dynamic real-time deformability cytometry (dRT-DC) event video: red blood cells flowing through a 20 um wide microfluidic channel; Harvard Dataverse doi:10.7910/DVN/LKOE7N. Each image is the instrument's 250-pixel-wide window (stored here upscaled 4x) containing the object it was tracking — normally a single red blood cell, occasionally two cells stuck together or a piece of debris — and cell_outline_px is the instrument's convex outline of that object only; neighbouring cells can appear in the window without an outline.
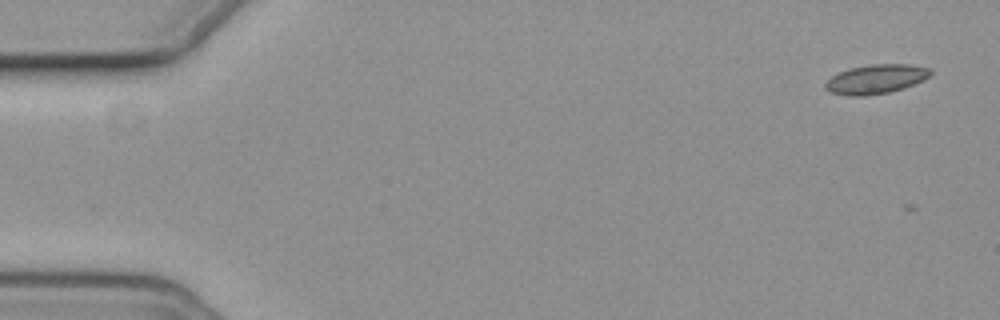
{"species": "common noctule bat (a hibernating species)", "species_latin": "Nyctalus noctula", "temperature_condition": "cold", "stored_images_in_passage": 4, "camera_frame_rate_fps": 3000, "um_per_image_px": 0.085, "animal": {"sex": "female", "body_mass_g": 19.3, "forearm_length_mm": 54.1}, "frame": {"image": 1, "passage_image": 1, "time_ms": 0.0, "image_size_px": [1000, 320], "cell_outline_px": [[932, 76], [924, 80], [904, 88], [888, 92], [868, 96], [848, 96], [828, 92], [824, 88], [824, 84], [832, 76], [848, 68], [872, 64], [908, 64], [932, 68]], "centroid_in_image_um": [74.47, 6.73], "position_along_channel_um": 10.5, "area_um2": 18.21}}